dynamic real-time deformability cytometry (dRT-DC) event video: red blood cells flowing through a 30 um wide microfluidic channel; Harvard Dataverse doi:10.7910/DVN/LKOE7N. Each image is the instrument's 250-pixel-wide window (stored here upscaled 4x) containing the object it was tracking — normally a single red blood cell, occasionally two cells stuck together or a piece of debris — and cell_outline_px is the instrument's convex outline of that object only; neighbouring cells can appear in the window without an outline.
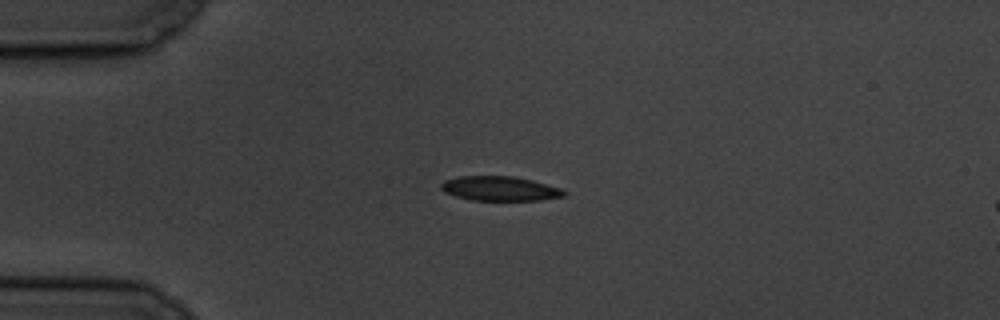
{"species": "common noctule bat (a hibernating species)", "species_latin": "Nyctalus noctula", "temperature_condition": "cold", "stored_images_in_passage": 44, "camera_frame_rate_fps": 3000, "um_per_image_px": 0.085, "animal": {"sex": "male", "body_mass_g": 19.5, "forearm_length_mm": 54.6}, "frame": {"image": 1, "passage_image": 1, "time_ms": 0.0, "image_size_px": [1000, 320], "cell_outline_px": [[568, 192], [564, 196], [540, 200], [472, 200], [456, 196], [444, 192], [440, 188], [440, 184], [444, 180], [460, 176], [512, 176], [532, 180], [560, 188]], "centroid_in_image_um": [42.47, 16.02], "position_along_channel_um": 42.5, "area_um2": 17.51}}
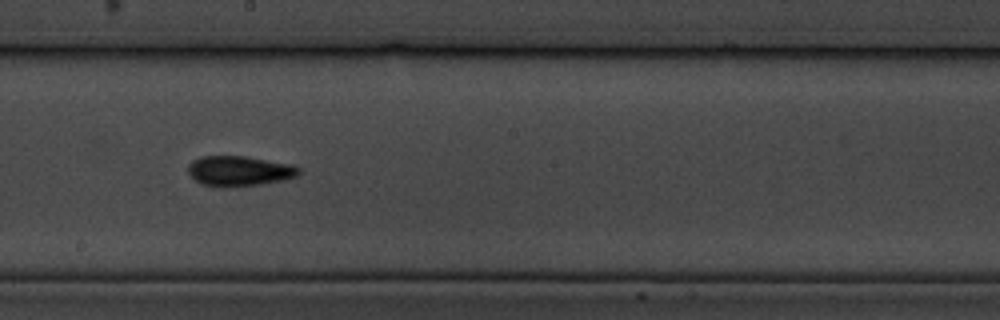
{"frame": {"image": 2, "passage_image": 19, "time_ms": 6.0, "image_size_px": [1000, 320], "cell_outline_px": [[300, 172], [296, 176], [284, 180], [260, 184], [220, 188], [200, 184], [188, 172], [188, 164], [192, 160], [200, 156], [244, 156], [292, 164], [300, 168]], "centroid_in_image_um": [20.31, 14.54], "position_along_channel_um": 227.9, "area_um2": 19.59}}
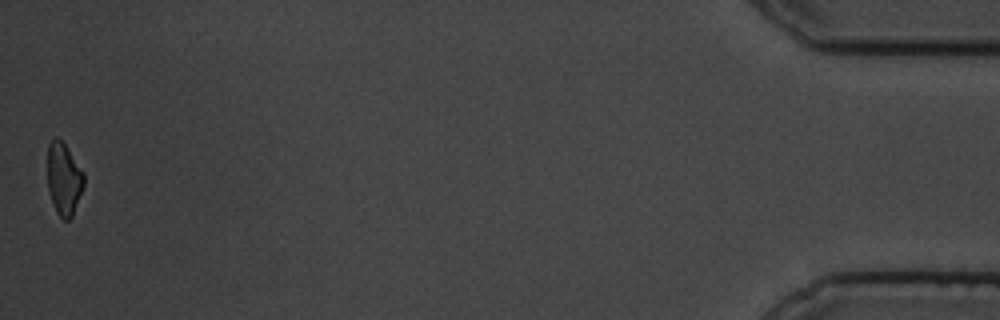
{"frame": {"image": 3, "passage_image": 44, "time_ms": 14.333, "image_size_px": [1000, 320], "cell_outline_px": [[84, 184], [72, 216], [68, 220], [64, 220], [56, 212], [48, 192], [48, 144], [56, 136], [64, 144], [84, 172]], "centroid_in_image_um": [5.42, 15.22], "position_along_channel_um": 429.8, "area_um2": 15.14}, "authors_computed_cell_mechanics": {"area_um2": 17.8602, "velocity_mm_per_s": 3.5086, "shape_relaxation_time_tau1_ms": null, "shape_relaxation_time_tau2_ms": 7.9728, "deformation_change_tau1": null, "deformation_change_tau2": 0.136}}